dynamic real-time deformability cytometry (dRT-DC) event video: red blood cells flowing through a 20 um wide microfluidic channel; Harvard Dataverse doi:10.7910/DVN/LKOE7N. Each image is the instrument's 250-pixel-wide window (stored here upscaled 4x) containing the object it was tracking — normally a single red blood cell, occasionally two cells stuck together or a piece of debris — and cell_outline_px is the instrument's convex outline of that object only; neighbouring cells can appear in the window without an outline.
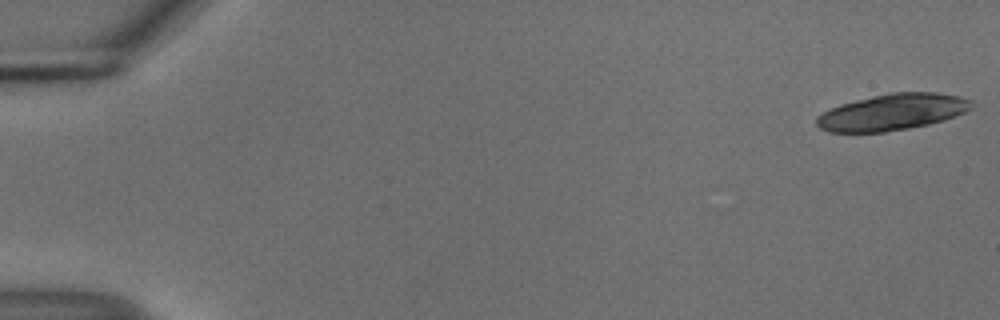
{"species": "common noctule bat (a hibernating species)", "species_latin": "Nyctalus noctula", "temperature_condition": "cold", "stored_images_in_passage": 8, "camera_frame_rate_fps": 3000, "um_per_image_px": 0.085, "animal": {"sex": "male", "body_mass_g": 18.8}, "frame": {"image": 1, "passage_image": 1, "time_ms": 0.0, "image_size_px": [1000, 320], "cell_outline_px": [[976, 104], [972, 108], [964, 112], [944, 120], [928, 124], [908, 128], [884, 132], [828, 132], [820, 128], [816, 124], [816, 116], [840, 104], [872, 96], [892, 92], [936, 92], [960, 96], [972, 100]], "centroid_in_image_um": [75.87, 9.52], "position_along_channel_um": 9.1, "area_um2": 32.83}}